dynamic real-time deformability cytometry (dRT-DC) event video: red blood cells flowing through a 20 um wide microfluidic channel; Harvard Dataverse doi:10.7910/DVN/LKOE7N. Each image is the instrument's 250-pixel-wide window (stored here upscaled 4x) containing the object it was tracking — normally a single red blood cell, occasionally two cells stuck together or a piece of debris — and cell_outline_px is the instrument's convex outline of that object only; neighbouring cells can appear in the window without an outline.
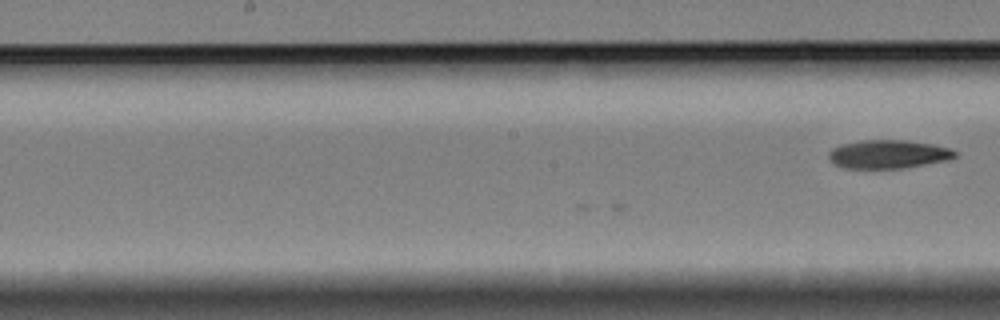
{"species": "Egyptian fruit bat (a non-hibernating species)", "species_latin": "Rousettus aegyptiacus", "temperature_condition": "cold", "stored_images_in_passage": 19, "camera_frame_rate_fps": 3000, "um_per_image_px": 0.085, "animal": {"sex": "female"}, "frame": {"image": 1, "passage_image": 19, "time_ms": 6.0, "image_size_px": [1000, 320], "cell_outline_px": [[960, 152], [956, 156], [948, 160], [904, 168], [844, 168], [832, 164], [828, 156], [828, 152], [832, 148], [840, 144], [860, 140], [904, 140], [932, 144], [952, 148]], "centroid_in_image_um": [75.5, 13.1], "position_along_channel_um": 172.7, "area_um2": 21.27}}